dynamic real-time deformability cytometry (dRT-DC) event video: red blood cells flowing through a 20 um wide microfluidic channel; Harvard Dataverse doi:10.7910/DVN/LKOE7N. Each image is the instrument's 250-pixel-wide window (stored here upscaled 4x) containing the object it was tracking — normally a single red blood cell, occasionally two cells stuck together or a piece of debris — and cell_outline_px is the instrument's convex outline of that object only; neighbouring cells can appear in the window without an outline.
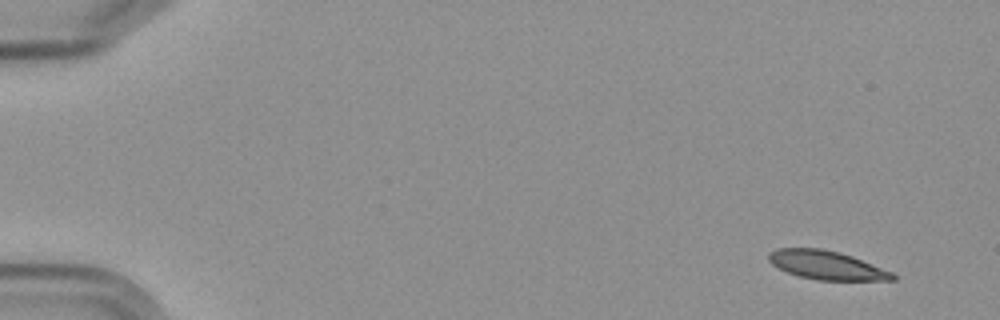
{"species": "Egyptian fruit bat (a non-hibernating species)", "species_latin": "Rousettus aegyptiacus", "temperature_condition": "cold", "stored_images_in_passage": 11, "camera_frame_rate_fps": 3000, "um_per_image_px": 0.085, "frame": {"image": 1, "passage_image": 1, "time_ms": 0.0, "image_size_px": [1000, 320], "cell_outline_px": [[896, 280], [816, 280], [800, 276], [788, 272], [772, 264], [768, 260], [768, 252], [776, 248], [820, 248], [840, 252], [852, 256], [892, 272], [896, 276]], "centroid_in_image_um": [70.24, 22.53], "position_along_channel_um": 14.8, "area_um2": 20.63}}
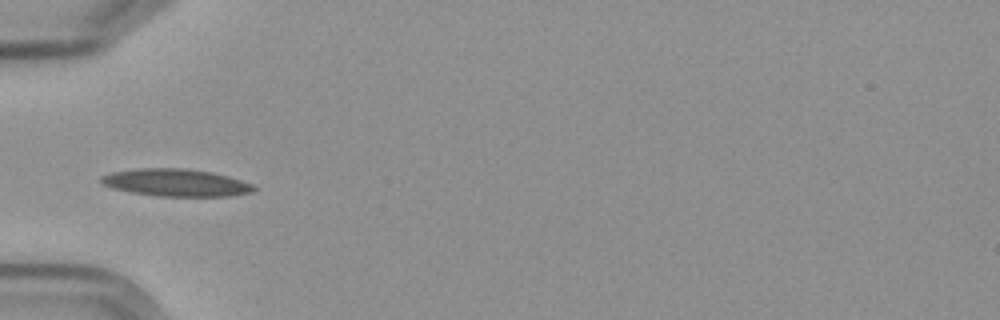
{"frame": {"image": 2, "passage_image": 5, "time_ms": 5.333, "image_size_px": [1000, 320], "cell_outline_px": [[256, 188], [252, 192], [232, 196], [156, 196], [132, 192], [112, 188], [104, 184], [100, 180], [100, 176], [112, 172], [140, 168], [184, 168], [212, 172], [228, 176], [252, 184]], "centroid_in_image_um": [14.96, 15.52], "position_along_channel_um": 70.0, "area_um2": 24.28}}
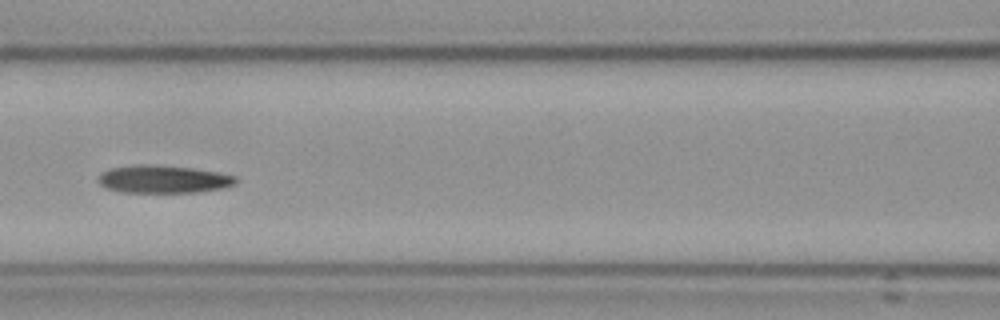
{"frame": {"image": 3, "passage_image": 7, "time_ms": 7.667, "image_size_px": [1000, 320], "cell_outline_px": [[236, 184], [224, 188], [200, 192], [124, 192], [108, 188], [100, 184], [100, 172], [108, 168], [140, 164], [148, 164], [192, 168], [216, 172], [236, 176]], "centroid_in_image_um": [13.9, 15.23], "position_along_channel_um": 152.7, "area_um2": 22.14}}